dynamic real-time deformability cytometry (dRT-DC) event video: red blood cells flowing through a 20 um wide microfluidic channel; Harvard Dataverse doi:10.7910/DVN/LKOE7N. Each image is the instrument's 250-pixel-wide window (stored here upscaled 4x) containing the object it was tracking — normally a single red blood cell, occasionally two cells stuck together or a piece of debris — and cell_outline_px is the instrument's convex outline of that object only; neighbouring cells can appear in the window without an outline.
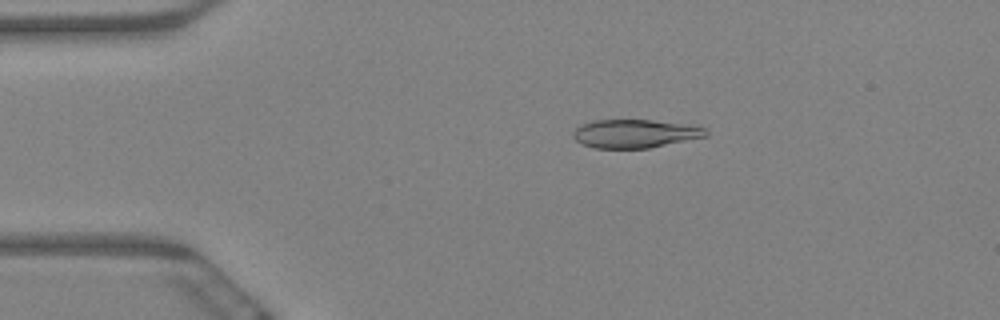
{"species": "Egyptian fruit bat (a non-hibernating species)", "species_latin": "Rousettus aegyptiacus", "temperature_condition": "warm", "stored_images_in_passage": 6, "camera_frame_rate_fps": 3000, "um_per_image_px": 0.085, "animal": {"sex": "female"}, "frame": {"image": 1, "passage_image": 4, "time_ms": 1.0, "image_size_px": [1000, 320], "cell_outline_px": [[708, 136], [648, 148], [596, 148], [584, 144], [576, 140], [572, 136], [572, 132], [580, 124], [596, 120], [652, 120], [680, 124], [704, 128], [708, 132]], "centroid_in_image_um": [53.93, 11.36], "position_along_channel_um": 31.1, "area_um2": 21.68}}